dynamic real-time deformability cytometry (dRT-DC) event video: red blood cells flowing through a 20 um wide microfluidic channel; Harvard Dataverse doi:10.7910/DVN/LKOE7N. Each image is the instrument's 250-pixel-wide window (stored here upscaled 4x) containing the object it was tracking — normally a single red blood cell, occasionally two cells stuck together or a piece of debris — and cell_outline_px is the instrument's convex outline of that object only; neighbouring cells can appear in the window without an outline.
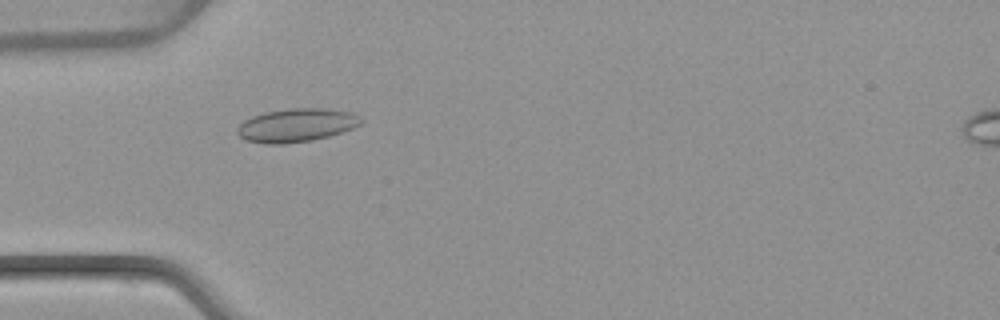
{"species": "common noctule bat (a hibernating species)", "species_latin": "Nyctalus noctula", "temperature_condition": "warm", "stored_images_in_passage": 7, "camera_frame_rate_fps": 3000, "um_per_image_px": 0.085, "animal": {"sex": "female", "body_mass_g": 22.7, "forearm_length_mm": 54.2}, "frame": {"image": 1, "passage_image": 4, "time_ms": 4.333, "image_size_px": [1000, 320], "cell_outline_px": [[364, 120], [360, 124], [352, 128], [328, 136], [312, 140], [284, 144], [264, 144], [244, 140], [236, 132], [236, 128], [244, 120], [252, 116], [264, 112], [292, 108], [328, 108], [352, 112], [360, 116]], "centroid_in_image_um": [25.18, 10.64], "position_along_channel_um": 59.8, "area_um2": 24.28}}
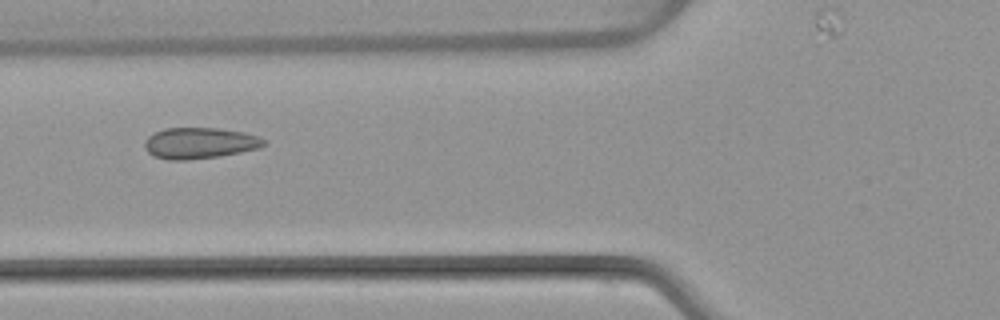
{"frame": {"image": 2, "passage_image": 5, "time_ms": 5.667, "image_size_px": [1000, 320], "cell_outline_px": [[264, 144], [260, 148], [220, 156], [188, 160], [168, 160], [152, 156], [144, 148], [144, 140], [148, 136], [164, 128], [216, 128], [244, 132], [256, 136], [264, 140]], "centroid_in_image_um": [16.91, 12.17], "position_along_channel_um": 108.9, "area_um2": 21.62}}
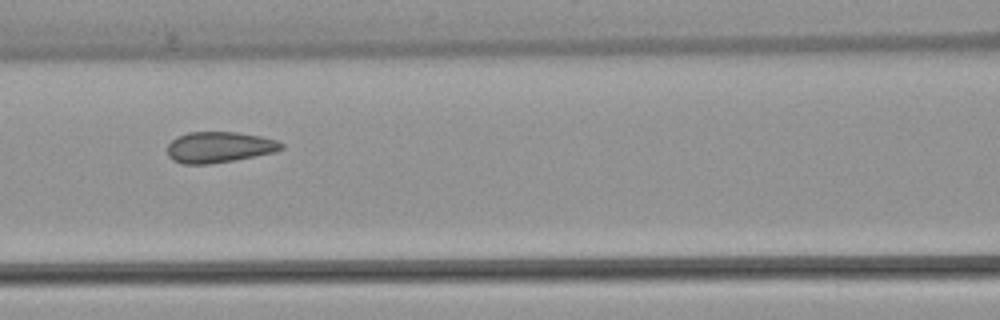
{"frame": {"image": 3, "passage_image": 6, "time_ms": 6.667, "image_size_px": [1000, 320], "cell_outline_px": [[284, 148], [276, 152], [232, 160], [208, 164], [180, 164], [172, 160], [168, 156], [168, 144], [176, 136], [188, 132], [236, 132], [260, 136], [276, 140], [284, 144]], "centroid_in_image_um": [18.61, 12.51], "position_along_channel_um": 148.0, "area_um2": 20.58}}